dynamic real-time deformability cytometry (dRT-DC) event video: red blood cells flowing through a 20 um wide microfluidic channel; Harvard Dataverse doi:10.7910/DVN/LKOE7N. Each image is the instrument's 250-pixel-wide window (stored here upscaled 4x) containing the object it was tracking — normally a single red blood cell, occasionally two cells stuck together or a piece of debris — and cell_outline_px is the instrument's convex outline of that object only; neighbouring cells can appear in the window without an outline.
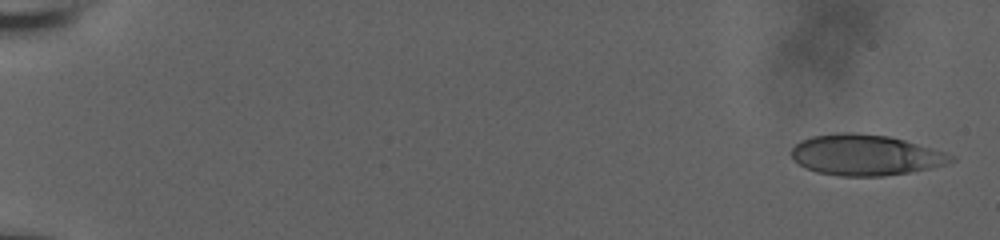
{"species": "human", "species_latin": "Homo sapiens", "temperature_condition": "room temperature", "stored_images_in_passage": 9, "camera_frame_rate_fps": 3000, "um_per_image_px": 0.085, "donor": {"sex": "male"}, "frame": {"image": 1, "passage_image": 1, "time_ms": 0.0, "image_size_px": [1000, 240], "cell_outline_px": [[956, 160], [948, 164], [932, 168], [884, 176], [840, 176], [816, 172], [800, 164], [792, 156], [792, 148], [800, 140], [812, 136], [836, 132], [856, 132], [888, 136], [904, 140], [944, 152], [956, 156]], "centroid_in_image_um": [73.59, 13.17], "position_along_channel_um": 11.4, "area_um2": 37.92}}
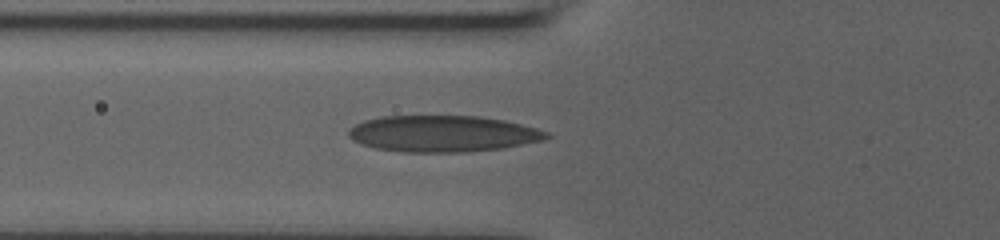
{"frame": {"image": 2, "passage_image": 9, "time_ms": 2.667, "image_size_px": [1000, 240], "cell_outline_px": [[552, 136], [544, 140], [504, 148], [468, 152], [404, 152], [376, 148], [352, 140], [348, 136], [348, 132], [356, 124], [364, 120], [380, 116], [480, 116], [504, 120], [536, 128], [548, 132]], "centroid_in_image_um": [37.67, 11.36], "position_along_channel_um": 88.1, "area_um2": 42.02}}